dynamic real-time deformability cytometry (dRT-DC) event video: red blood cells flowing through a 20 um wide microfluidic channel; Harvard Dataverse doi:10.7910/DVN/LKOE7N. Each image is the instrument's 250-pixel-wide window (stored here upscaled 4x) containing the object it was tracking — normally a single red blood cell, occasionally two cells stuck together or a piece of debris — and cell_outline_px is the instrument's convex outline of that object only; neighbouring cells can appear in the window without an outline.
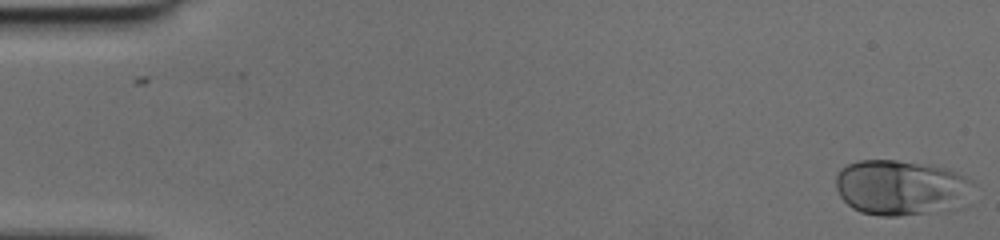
{"species": "human", "species_latin": "Homo sapiens", "temperature_condition": "cold", "stored_images_in_passage": 44, "camera_frame_rate_fps": 3000, "um_per_image_px": 0.085, "donor": {"sex": "female"}, "frame": {"image": 1, "passage_image": 1, "time_ms": 0.0, "image_size_px": [1000, 240], "cell_outline_px": [[976, 184], [968, 204], [964, 208], [948, 212], [900, 216], [880, 216], [860, 212], [852, 208], [840, 196], [836, 188], [836, 172], [840, 168], [848, 164], [860, 160], [896, 160], [932, 164], [948, 168], [972, 180]], "centroid_in_image_um": [76.71, 15.97], "position_along_channel_um": 8.3, "area_um2": 46.07}}
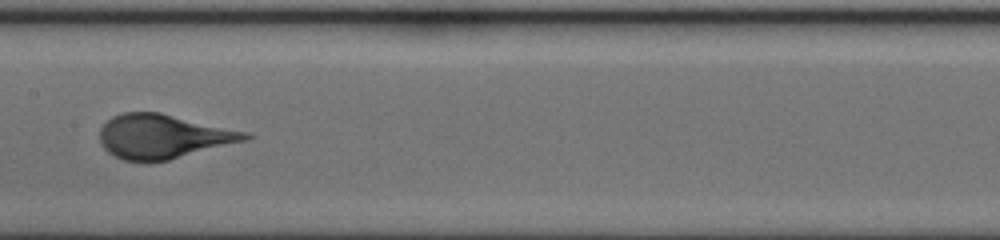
{"frame": {"image": 2, "passage_image": 26, "time_ms": 8.333, "image_size_px": [1000, 240], "cell_outline_px": [[252, 136], [248, 140], [168, 160], [124, 160], [108, 152], [100, 144], [100, 128], [112, 116], [124, 112], [160, 112], [252, 132]], "centroid_in_image_um": [13.92, 11.57], "position_along_channel_um": 193.5, "area_um2": 37.45}}
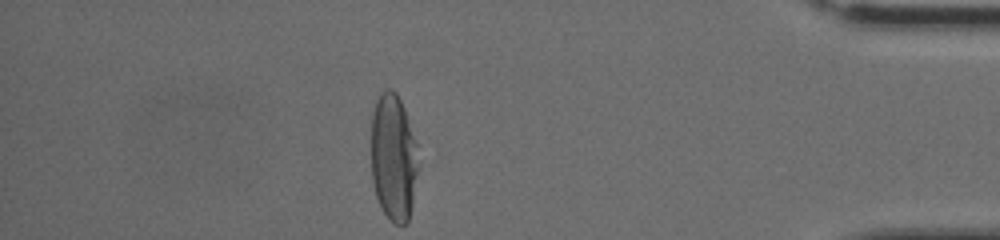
{"frame": {"image": 3, "passage_image": 44, "time_ms": 14.333, "image_size_px": [1000, 240], "cell_outline_px": [[420, 164], [412, 204], [408, 220], [404, 224], [396, 224], [388, 220], [376, 196], [372, 180], [372, 112], [376, 100], [380, 92], [384, 88], [392, 88], [396, 92], [404, 108], [416, 144]], "centroid_in_image_um": [33.45, 13.37], "position_along_channel_um": 401.7, "area_um2": 35.14}}